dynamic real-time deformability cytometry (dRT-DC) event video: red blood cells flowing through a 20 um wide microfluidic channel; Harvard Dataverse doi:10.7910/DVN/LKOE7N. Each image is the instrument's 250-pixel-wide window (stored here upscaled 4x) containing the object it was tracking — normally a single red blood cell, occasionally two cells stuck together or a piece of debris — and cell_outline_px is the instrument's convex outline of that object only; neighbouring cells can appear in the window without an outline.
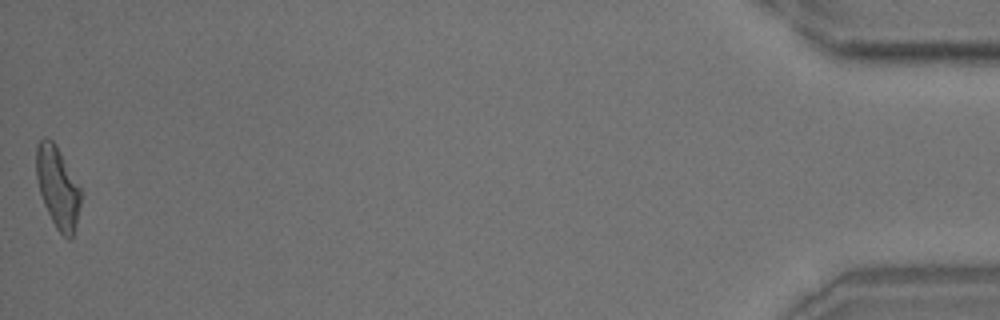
{"species": "common noctule bat (a hibernating species)", "species_latin": "Nyctalus noctula", "temperature_condition": "room temperature", "stored_images_in_passage": 41, "camera_frame_rate_fps": 3000, "um_per_image_px": 0.085, "animal": {"sex": "male", "body_mass_g": 18.8}, "frame": {"image": 1, "passage_image": 41, "time_ms": 13.333, "image_size_px": [1000, 320], "cell_outline_px": [[80, 204], [72, 240], [68, 240], [56, 228], [44, 204], [40, 192], [36, 176], [36, 144], [44, 136], [52, 140], [56, 144], [80, 188]], "centroid_in_image_um": [4.88, 15.9], "position_along_channel_um": 430.3, "area_um2": 20.87}, "authors_computed_cell_mechanics": {"area_um2": 20.808, "velocity_mm_per_s": 3.7162, "shape_relaxation_time_tau1_ms": 8.2575, "shape_relaxation_time_tau2_ms": 2.2343, "deformation_change_tau1": 0.2006, "deformation_change_tau2": 0.0979}}